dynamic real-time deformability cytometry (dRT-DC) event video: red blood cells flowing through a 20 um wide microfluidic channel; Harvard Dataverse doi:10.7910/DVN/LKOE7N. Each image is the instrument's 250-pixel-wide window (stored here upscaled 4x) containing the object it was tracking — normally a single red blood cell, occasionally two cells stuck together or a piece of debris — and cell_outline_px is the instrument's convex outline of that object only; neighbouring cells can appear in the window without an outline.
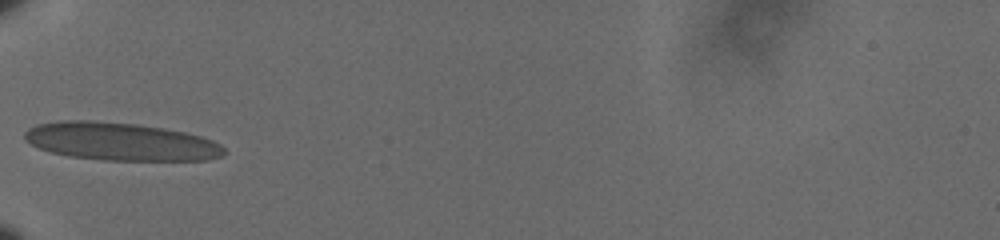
{"species": "human", "species_latin": "Homo sapiens", "temperature_condition": "cold", "stored_images_in_passage": 36, "camera_frame_rate_fps": 3000, "um_per_image_px": 0.085, "donor": {"sex": "male"}, "frame": {"image": 1, "passage_image": 1, "time_ms": 0.0, "image_size_px": [1000, 240], "cell_outline_px": [[224, 156], [208, 160], [104, 160], [68, 156], [48, 152], [24, 140], [24, 132], [28, 128], [36, 124], [60, 120], [88, 120], [136, 124], [164, 128], [184, 132], [200, 136], [212, 140], [220, 144], [224, 148]], "centroid_in_image_um": [10.22, 12.03], "position_along_channel_um": 74.8, "area_um2": 44.22}}
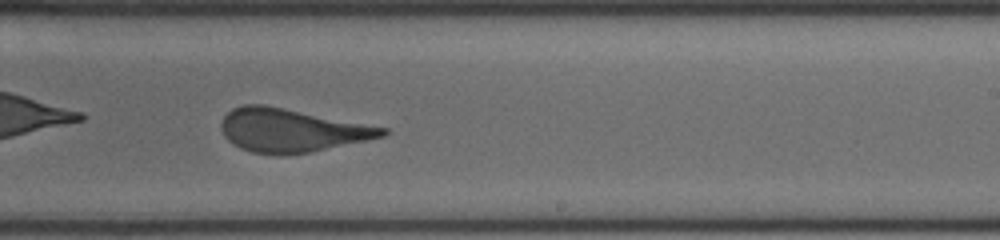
{"frame": {"image": 2, "passage_image": 17, "time_ms": 5.333, "image_size_px": [1000, 240], "cell_outline_px": [[388, 132], [384, 136], [368, 140], [308, 152], [252, 152], [240, 148], [232, 144], [224, 136], [220, 128], [220, 124], [224, 116], [232, 108], [244, 104], [264, 104], [388, 128]], "centroid_in_image_um": [24.75, 11.04], "position_along_channel_um": 264.3, "area_um2": 39.88}}
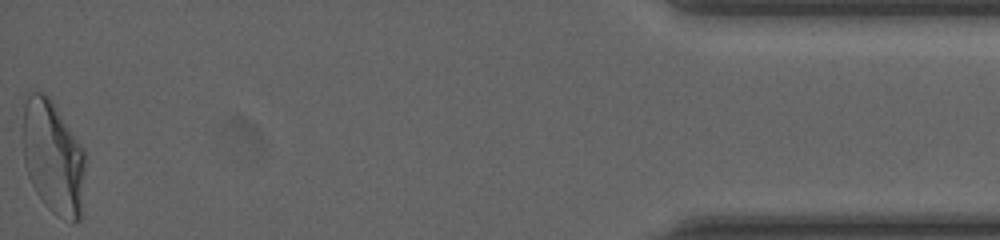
{"frame": {"image": 3, "passage_image": 36, "time_ms": 11.667, "image_size_px": [1000, 240], "cell_outline_px": [[84, 212], [80, 220], [72, 224], [56, 216], [44, 204], [36, 192], [28, 176], [24, 164], [24, 104], [28, 92], [44, 92], [52, 100], [84, 152]], "centroid_in_image_um": [4.54, 13.46], "position_along_channel_um": 430.7, "area_um2": 41.56}, "authors_computed_cell_mechanics": {"area_um2": 41.1825, "velocity_mm_per_s": 3.598, "shape_relaxation_time_tau1_ms": 11.3234, "shape_relaxation_time_tau2_ms": null, "deformation_change_tau1": 0.2855, "deformation_change_tau2": null}}